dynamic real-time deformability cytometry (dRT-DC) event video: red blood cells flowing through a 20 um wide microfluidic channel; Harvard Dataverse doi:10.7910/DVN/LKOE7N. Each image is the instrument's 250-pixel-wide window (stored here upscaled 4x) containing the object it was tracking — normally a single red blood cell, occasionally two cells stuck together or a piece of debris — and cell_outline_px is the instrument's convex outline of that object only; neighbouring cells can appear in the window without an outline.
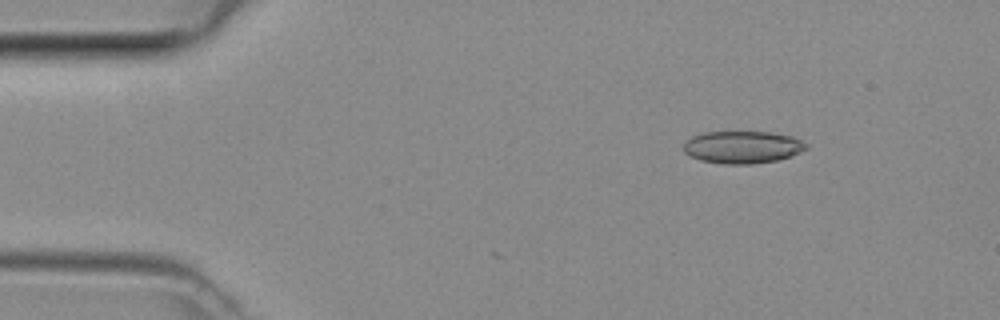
{"species": "common noctule bat (a hibernating species)", "species_latin": "Nyctalus noctula", "temperature_condition": "room temperature", "stored_images_in_passage": 10, "camera_frame_rate_fps": 3000, "um_per_image_px": 0.085, "animal": {"sex": "female", "body_mass_g": 29.2, "forearm_length_mm": 56.3}, "frame": {"image": 1, "passage_image": 1, "time_ms": 0.0, "image_size_px": [1000, 320], "cell_outline_px": [[808, 148], [800, 152], [776, 160], [752, 164], [720, 164], [700, 160], [684, 152], [684, 144], [692, 136], [704, 132], [772, 132], [792, 136], [808, 144]], "centroid_in_image_um": [63.12, 12.5], "position_along_channel_um": 21.9, "area_um2": 23.06}}
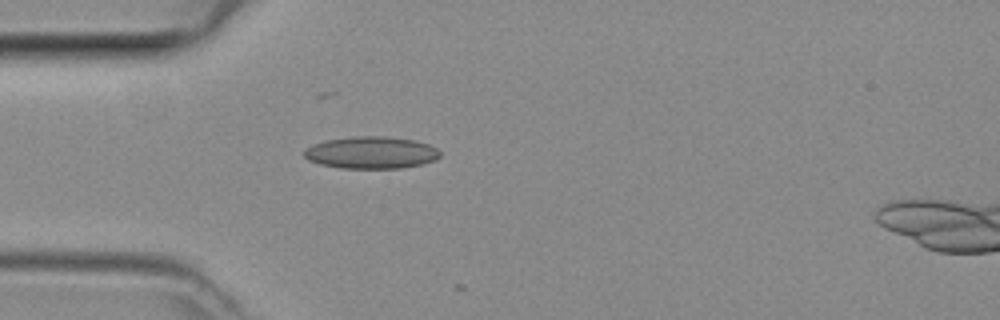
{"frame": {"image": 2, "passage_image": 8, "time_ms": 2.333, "image_size_px": [1000, 320], "cell_outline_px": [[440, 156], [436, 160], [424, 164], [400, 168], [340, 168], [320, 164], [308, 160], [304, 156], [304, 148], [312, 144], [324, 140], [356, 136], [384, 136], [416, 140], [428, 144], [436, 148], [440, 152]], "centroid_in_image_um": [31.54, 12.97], "position_along_channel_um": 53.5, "area_um2": 25.66}}